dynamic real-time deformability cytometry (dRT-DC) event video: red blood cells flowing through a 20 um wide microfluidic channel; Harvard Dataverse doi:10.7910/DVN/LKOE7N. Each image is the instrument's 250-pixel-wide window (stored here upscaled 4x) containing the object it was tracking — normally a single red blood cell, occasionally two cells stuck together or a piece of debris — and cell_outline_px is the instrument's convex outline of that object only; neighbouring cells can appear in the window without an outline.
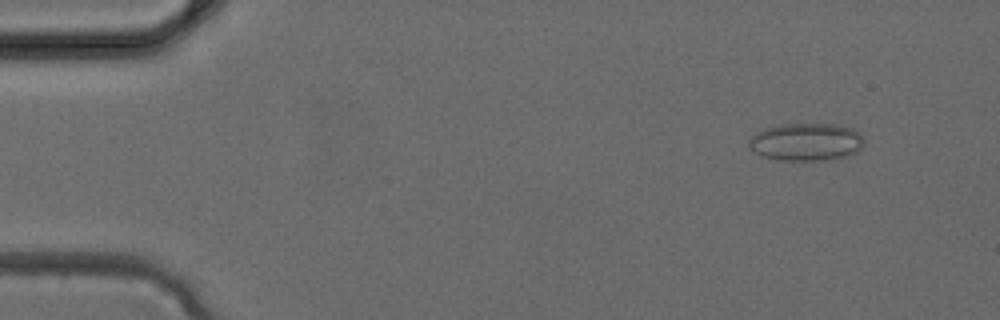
{"species": "common noctule bat (a hibernating species)", "species_latin": "Nyctalus noctula", "temperature_condition": "cold", "stored_images_in_passage": 4, "camera_frame_rate_fps": 3000, "um_per_image_px": 0.085, "animal": {"sex": "female", "body_mass_g": 24.6, "forearm_length_mm": 56.2}, "frame": {"image": 1, "passage_image": 2, "time_ms": 0.333, "image_size_px": [1000, 320], "cell_outline_px": [[864, 144], [856, 152], [844, 156], [828, 160], [780, 160], [760, 156], [748, 148], [748, 140], [756, 132], [764, 128], [780, 124], [836, 124], [856, 128], [860, 132], [864, 140]], "centroid_in_image_um": [68.51, 12.05], "position_along_channel_um": 16.5, "area_um2": 25.66}}
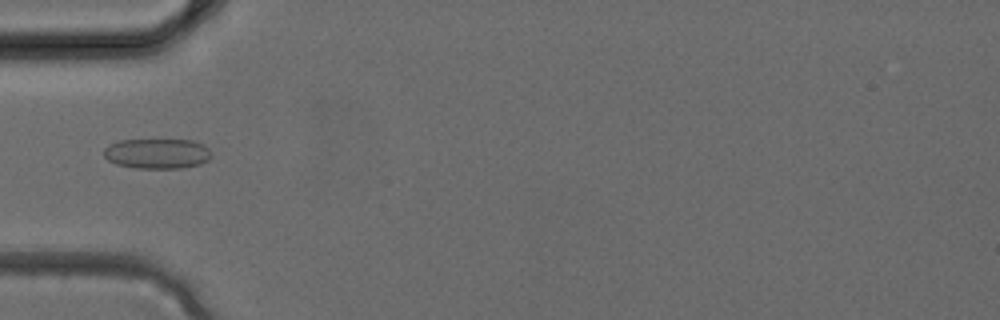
{"frame": {"image": 2, "passage_image": 4, "time_ms": 1.0, "image_size_px": [1000, 320], "cell_outline_px": [[212, 156], [208, 160], [200, 164], [180, 168], [136, 168], [116, 164], [108, 160], [104, 156], [104, 148], [108, 144], [120, 140], [192, 140], [204, 144], [208, 148]], "centroid_in_image_um": [13.36, 13.05], "position_along_channel_um": 71.6, "area_um2": 18.96}}